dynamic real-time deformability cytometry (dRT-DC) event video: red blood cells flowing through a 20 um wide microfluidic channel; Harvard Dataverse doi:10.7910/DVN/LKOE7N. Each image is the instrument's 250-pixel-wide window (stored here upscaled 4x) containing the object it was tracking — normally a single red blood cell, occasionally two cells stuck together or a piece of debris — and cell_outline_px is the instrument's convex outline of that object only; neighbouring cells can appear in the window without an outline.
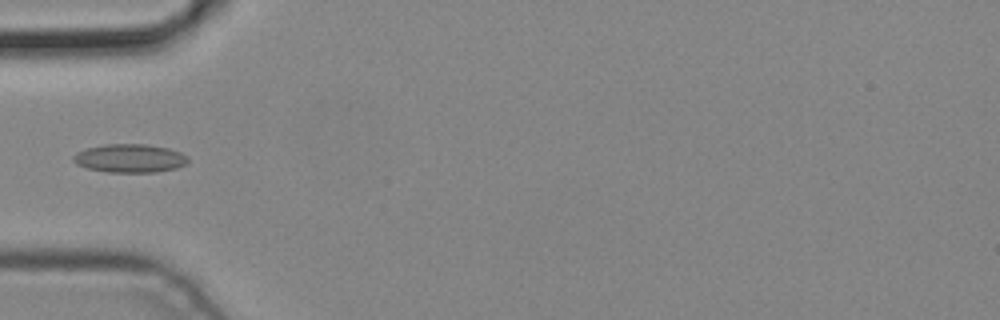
{"species": "common noctule bat (a hibernating species)", "species_latin": "Nyctalus noctula", "temperature_condition": "cold", "stored_images_in_passage": 4, "camera_frame_rate_fps": 3000, "um_per_image_px": 0.085, "animal": {"sex": "male", "body_mass_g": 19.2, "forearm_length_mm": 51.8}, "frame": {"image": 1, "passage_image": 4, "time_ms": 1.0, "image_size_px": [1000, 320], "cell_outline_px": [[188, 164], [176, 168], [156, 172], [108, 172], [88, 168], [76, 164], [72, 160], [72, 156], [76, 152], [88, 148], [104, 144], [144, 144], [168, 148], [180, 152], [188, 156]], "centroid_in_image_um": [11.04, 13.45], "position_along_channel_um": 74.0, "area_um2": 19.07}}